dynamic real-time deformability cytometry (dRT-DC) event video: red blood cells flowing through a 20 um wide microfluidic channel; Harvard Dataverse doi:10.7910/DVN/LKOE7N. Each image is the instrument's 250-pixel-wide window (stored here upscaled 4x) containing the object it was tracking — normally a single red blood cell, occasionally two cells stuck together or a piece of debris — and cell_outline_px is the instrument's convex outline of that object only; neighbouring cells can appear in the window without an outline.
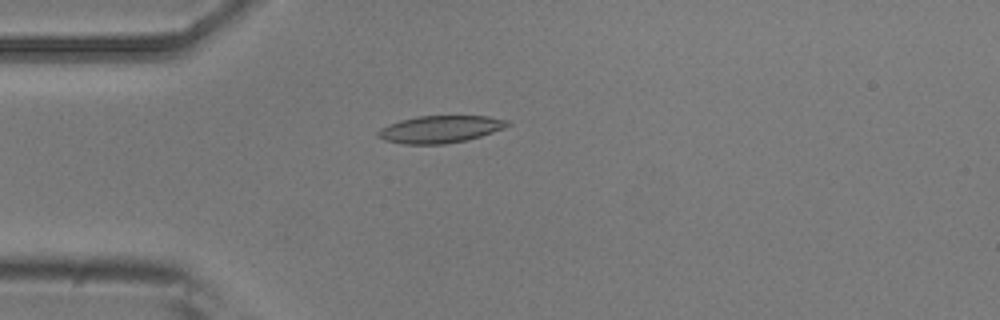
{"species": "common noctule bat (a hibernating species)", "species_latin": "Nyctalus noctula", "temperature_condition": "room temperature", "stored_images_in_passage": 39, "camera_frame_rate_fps": 3000, "um_per_image_px": 0.085, "animal": {"sex": "male", "body_mass_g": 20.5, "forearm_length_mm": 52.5}, "frame": {"image": 1, "passage_image": 1, "time_ms": 0.0, "image_size_px": [1000, 320], "cell_outline_px": [[512, 124], [504, 128], [468, 140], [444, 144], [404, 144], [384, 140], [376, 136], [376, 132], [380, 128], [388, 124], [400, 120], [416, 116], [488, 116], [508, 120]], "centroid_in_image_um": [37.39, 10.98], "position_along_channel_um": 47.6, "area_um2": 20.69}}
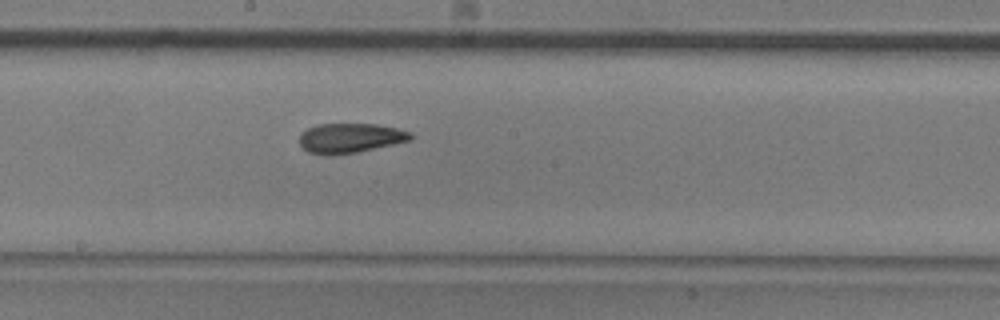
{"frame": {"image": 2, "passage_image": 15, "time_ms": 4.667, "image_size_px": [1000, 320], "cell_outline_px": [[416, 136], [412, 140], [356, 152], [332, 156], [308, 152], [300, 144], [300, 132], [316, 124], [376, 124], [396, 128], [412, 132]], "centroid_in_image_um": [29.78, 11.73], "position_along_channel_um": 218.4, "area_um2": 19.36}}
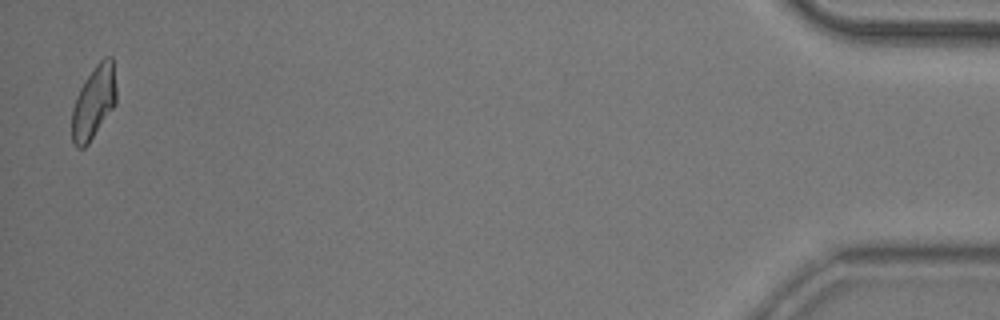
{"frame": {"image": 3, "passage_image": 38, "time_ms": 12.333, "image_size_px": [1000, 320], "cell_outline_px": [[116, 104], [88, 144], [84, 148], [76, 148], [72, 144], [72, 108], [76, 96], [80, 88], [96, 64], [104, 56], [112, 56], [116, 88]], "centroid_in_image_um": [7.96, 8.71], "position_along_channel_um": 427.2, "area_um2": 18.9}, "authors_computed_cell_mechanics": {"area_um2": 19.4208, "velocity_mm_per_s": 3.9348, "shape_relaxation_time_tau1_ms": 4.0608, "shape_relaxation_time_tau2_ms": 2.4055, "deformation_change_tau1": 0.1377, "deformation_change_tau2": 0.0908}}